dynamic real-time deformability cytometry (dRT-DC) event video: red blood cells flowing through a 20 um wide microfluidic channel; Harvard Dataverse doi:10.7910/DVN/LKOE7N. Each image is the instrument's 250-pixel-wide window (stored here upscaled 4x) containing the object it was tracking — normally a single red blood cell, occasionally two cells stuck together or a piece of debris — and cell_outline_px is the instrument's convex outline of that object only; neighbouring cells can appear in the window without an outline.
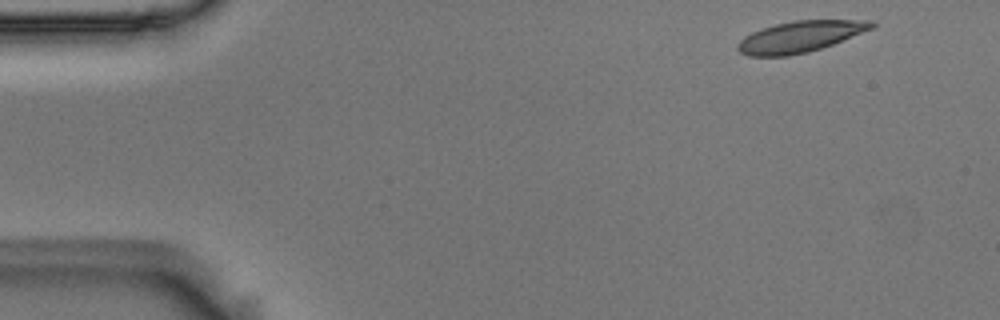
{"species": "Egyptian fruit bat (a non-hibernating species)", "species_latin": "Rousettus aegyptiacus", "temperature_condition": "room temperature", "stored_images_in_passage": 52, "camera_frame_rate_fps": 3000, "um_per_image_px": 0.085, "animal": {"sex": "male"}, "frame": {"image": 1, "passage_image": 2, "time_ms": 0.333, "image_size_px": [1000, 320], "cell_outline_px": [[876, 28], [832, 44], [808, 52], [788, 56], [748, 56], [740, 52], [736, 48], [736, 44], [744, 36], [760, 28], [792, 20], [872, 20], [876, 24]], "centroid_in_image_um": [68.01, 3.11], "position_along_channel_um": 17.0, "area_um2": 24.57}}
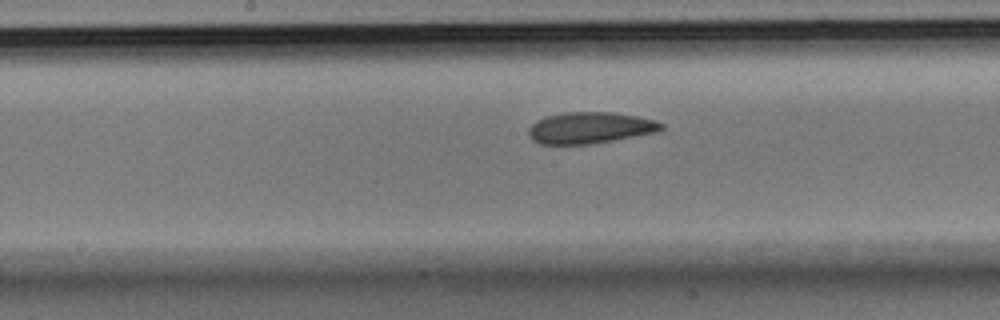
{"frame": {"image": 2, "passage_image": 25, "time_ms": 8.0, "image_size_px": [1000, 320], "cell_outline_px": [[664, 128], [656, 132], [592, 144], [540, 144], [532, 140], [528, 136], [528, 128], [536, 120], [544, 116], [564, 112], [612, 112], [636, 116], [656, 120], [664, 124]], "centroid_in_image_um": [50.12, 10.86], "position_along_channel_um": 198.1, "area_um2": 24.45}}
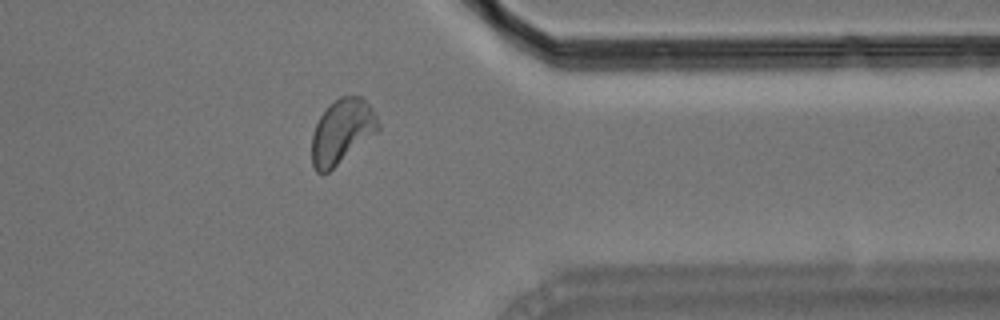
{"frame": {"image": 3, "passage_image": 41, "time_ms": 13.333, "image_size_px": [1000, 320], "cell_outline_px": [[380, 128], [376, 132], [328, 172], [316, 172], [312, 164], [312, 136], [316, 124], [320, 116], [340, 96], [360, 96], [376, 112], [380, 124]], "centroid_in_image_um": [29.07, 11.16], "position_along_channel_um": 382.3, "area_um2": 24.39}, "authors_computed_cell_mechanics": {"area_um2": 24.6517, "velocity_mm_per_s": 3.6457, "shape_relaxation_time_tau1_ms": 4.4625, "shape_relaxation_time_tau2_ms": 2.7929, "deformation_change_tau1": 0.1314, "deformation_change_tau2": 0.0909}}